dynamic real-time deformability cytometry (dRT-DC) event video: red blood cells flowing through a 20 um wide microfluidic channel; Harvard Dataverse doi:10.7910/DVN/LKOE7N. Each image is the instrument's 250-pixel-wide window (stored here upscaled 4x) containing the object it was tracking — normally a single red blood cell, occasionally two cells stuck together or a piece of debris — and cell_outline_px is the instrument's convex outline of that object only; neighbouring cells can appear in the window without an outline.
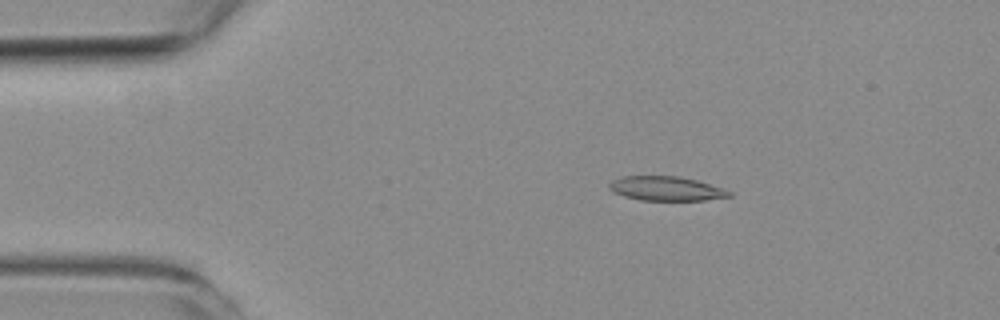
{"species": "common noctule bat (a hibernating species)", "species_latin": "Nyctalus noctula", "temperature_condition": "room temperature", "stored_images_in_passage": 14, "camera_frame_rate_fps": 3000, "um_per_image_px": 0.085, "animal": {"sex": "female", "body_mass_g": 19.3, "forearm_length_mm": 54.1}, "frame": {"image": 1, "passage_image": 2, "time_ms": 2.0, "image_size_px": [1000, 320], "cell_outline_px": [[732, 196], [704, 200], [640, 200], [624, 196], [612, 192], [608, 188], [608, 184], [612, 180], [620, 176], [680, 176], [696, 180], [732, 192]], "centroid_in_image_um": [56.55, 16.02], "position_along_channel_um": 28.4, "area_um2": 16.94}}
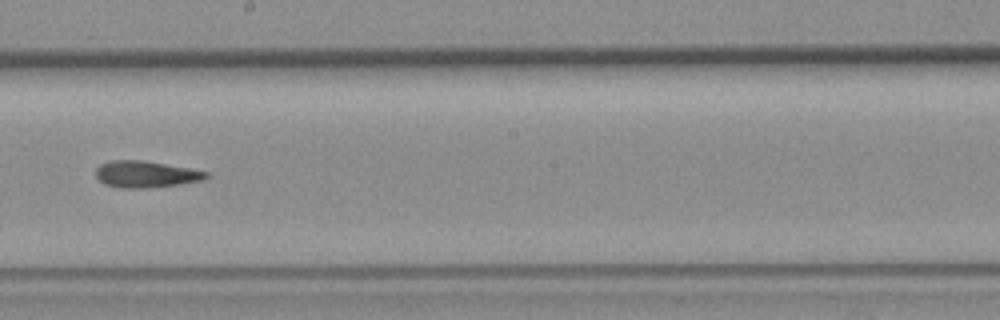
{"frame": {"image": 2, "passage_image": 8, "time_ms": 9.0, "image_size_px": [1000, 320], "cell_outline_px": [[212, 176], [204, 180], [180, 184], [140, 188], [120, 188], [104, 184], [96, 176], [96, 168], [100, 164], [108, 160], [144, 160], [192, 168], [208, 172]], "centroid_in_image_um": [12.43, 14.79], "position_along_channel_um": 235.8, "area_um2": 17.34}}
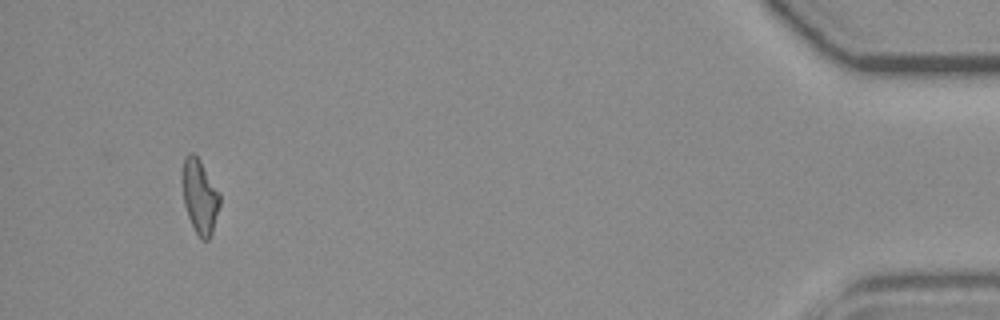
{"frame": {"image": 3, "passage_image": 13, "time_ms": 16.0, "image_size_px": [1000, 320], "cell_outline_px": [[220, 204], [212, 232], [208, 240], [200, 240], [188, 216], [184, 204], [184, 156], [188, 152], [192, 152], [200, 160], [220, 192]], "centroid_in_image_um": [17.01, 16.71], "position_along_channel_um": 418.2, "area_um2": 15.84}, "authors_computed_cell_mechanics": {"area_um2": 16.6753, "velocity_mm_per_s": 3.7625, "shape_relaxation_time_tau1_ms": null, "shape_relaxation_time_tau2_ms": 8.7251, "deformation_change_tau1": null, "deformation_change_tau2": 0.1837}}